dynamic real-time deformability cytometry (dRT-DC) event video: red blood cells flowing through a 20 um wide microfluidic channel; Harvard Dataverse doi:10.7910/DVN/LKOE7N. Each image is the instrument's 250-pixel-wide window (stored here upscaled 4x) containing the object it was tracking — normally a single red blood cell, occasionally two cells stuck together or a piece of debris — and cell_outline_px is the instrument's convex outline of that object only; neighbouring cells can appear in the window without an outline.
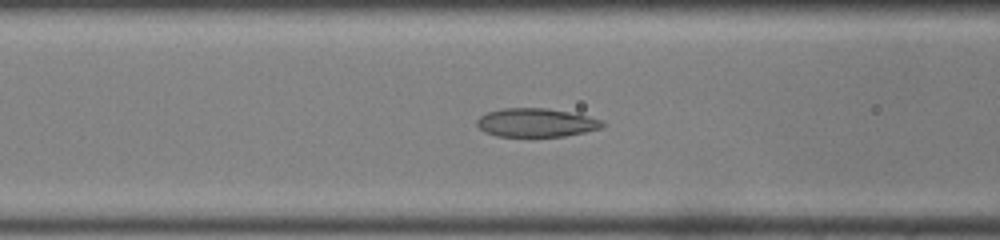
{"species": "common noctule bat (a hibernating species)", "species_latin": "Nyctalus noctula", "temperature_condition": "room temperature", "stored_images_in_passage": 49, "camera_frame_rate_fps": 3000, "um_per_image_px": 0.085, "animal": {"sex": "male", "body_mass_g": 19.0, "forearm_length_mm": 50.8}, "frame": {"image": 1, "passage_image": 20, "time_ms": 6.333, "image_size_px": [1000, 240], "cell_outline_px": [[608, 124], [600, 128], [584, 132], [564, 136], [496, 136], [484, 132], [476, 124], [476, 120], [480, 116], [488, 112], [504, 108], [548, 108], [588, 116], [604, 120]], "centroid_in_image_um": [45.58, 10.42], "position_along_channel_um": 121.0, "area_um2": 20.92}}
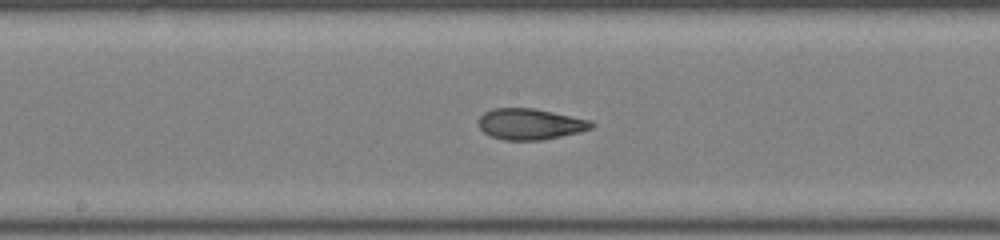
{"frame": {"image": 2, "passage_image": 26, "time_ms": 8.333, "image_size_px": [1000, 240], "cell_outline_px": [[596, 124], [592, 128], [580, 132], [544, 140], [504, 140], [492, 136], [484, 132], [480, 128], [480, 116], [484, 112], [492, 108], [532, 108], [592, 120]], "centroid_in_image_um": [45.1, 10.55], "position_along_channel_um": 203.1, "area_um2": 20.4}}
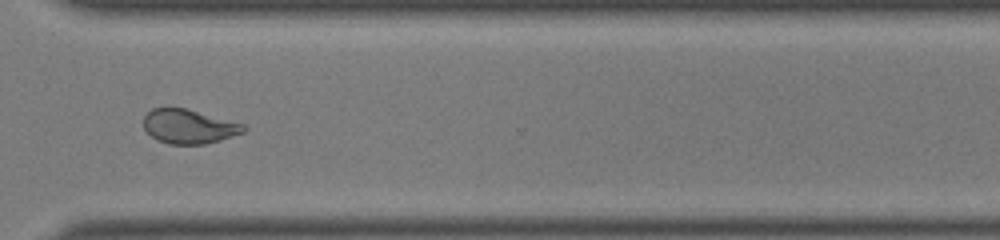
{"frame": {"image": 3, "passage_image": 37, "time_ms": 12.0, "image_size_px": [1000, 240], "cell_outline_px": [[248, 128], [244, 132], [220, 140], [204, 144], [168, 144], [156, 140], [144, 128], [144, 116], [152, 108], [164, 104], [184, 108], [244, 124]], "centroid_in_image_um": [16.01, 10.72], "position_along_channel_um": 354.6, "area_um2": 20.23}, "authors_computed_cell_mechanics": {"area_um2": 21.7328, "velocity_mm_per_s": 4.1223, "shape_relaxation_time_tau1_ms": null, "shape_relaxation_time_tau2_ms": 1.4777, "deformation_change_tau1": null, "deformation_change_tau2": 0.0786}}